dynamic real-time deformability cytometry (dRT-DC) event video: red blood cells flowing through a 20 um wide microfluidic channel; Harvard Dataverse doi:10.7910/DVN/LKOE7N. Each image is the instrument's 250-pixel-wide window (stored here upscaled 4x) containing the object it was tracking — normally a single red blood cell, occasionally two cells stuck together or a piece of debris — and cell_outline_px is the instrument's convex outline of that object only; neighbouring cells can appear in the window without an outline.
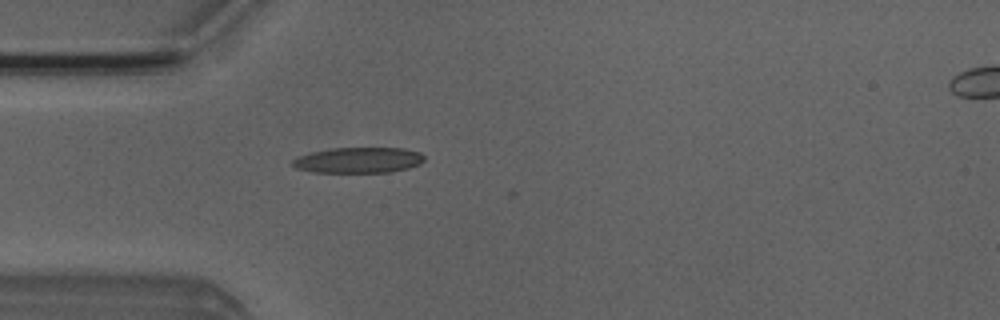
{"species": "Egyptian fruit bat (a non-hibernating species)", "species_latin": "Rousettus aegyptiacus", "temperature_condition": "room temperature", "stored_images_in_passage": 6, "camera_frame_rate_fps": 3000, "um_per_image_px": 0.085, "animal": {"sex": "male"}, "frame": {"image": 1, "passage_image": 5, "time_ms": 4.667, "image_size_px": [1000, 320], "cell_outline_px": [[424, 160], [420, 164], [408, 168], [392, 172], [316, 172], [296, 168], [292, 164], [292, 160], [300, 156], [312, 152], [332, 148], [404, 148], [420, 152], [424, 156]], "centroid_in_image_um": [30.51, 13.61], "position_along_channel_um": 54.5, "area_um2": 19.59}}